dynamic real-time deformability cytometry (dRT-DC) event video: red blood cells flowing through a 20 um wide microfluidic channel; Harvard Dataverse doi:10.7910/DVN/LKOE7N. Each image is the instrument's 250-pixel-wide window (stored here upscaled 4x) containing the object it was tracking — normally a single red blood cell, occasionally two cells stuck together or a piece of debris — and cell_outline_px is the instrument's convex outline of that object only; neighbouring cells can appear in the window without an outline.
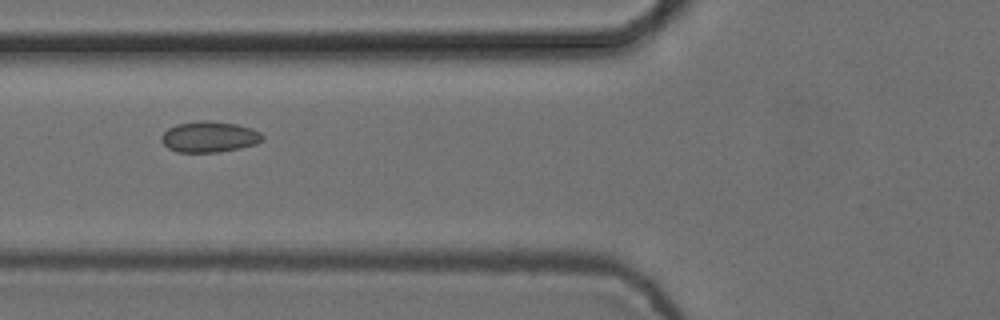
{"species": "common noctule bat (a hibernating species)", "species_latin": "Nyctalus noctula", "temperature_condition": "cold", "stored_images_in_passage": 8, "camera_frame_rate_fps": 3000, "um_per_image_px": 0.085, "animal": {"sex": "female", "body_mass_g": 24.6, "forearm_length_mm": 56.2}, "frame": {"image": 1, "passage_image": 3, "time_ms": 0.667, "image_size_px": [1000, 320], "cell_outline_px": [[264, 140], [256, 144], [240, 148], [220, 152], [176, 152], [168, 148], [160, 140], [160, 136], [168, 128], [176, 124], [200, 120], [204, 120], [236, 124], [252, 128], [260, 132], [264, 136]], "centroid_in_image_um": [17.79, 11.63], "position_along_channel_um": 108.0, "area_um2": 18.38}}
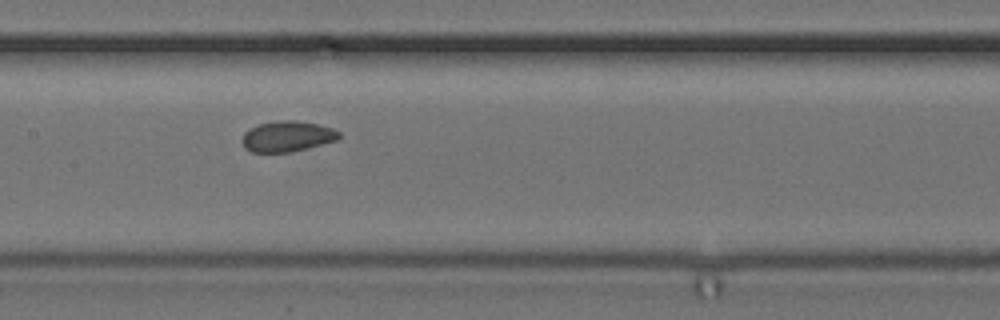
{"frame": {"image": 2, "passage_image": 5, "time_ms": 1.333, "image_size_px": [1000, 320], "cell_outline_px": [[340, 136], [336, 140], [288, 152], [252, 152], [244, 148], [244, 132], [260, 124], [276, 120], [296, 120], [320, 124], [332, 128], [340, 132]], "centroid_in_image_um": [24.43, 11.57], "position_along_channel_um": 183.0, "area_um2": 16.99}}
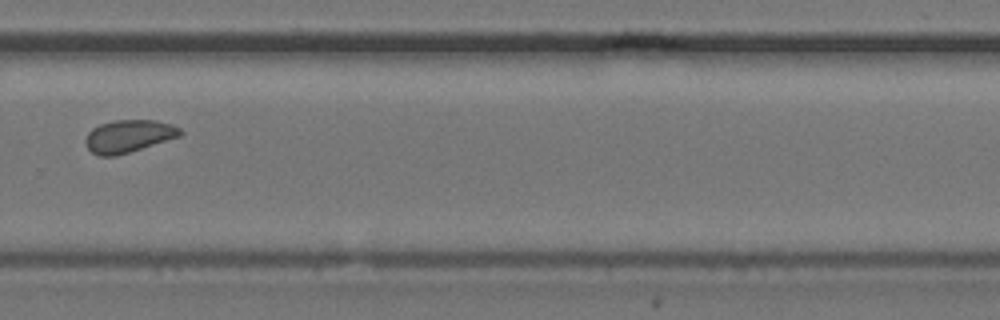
{"frame": {"image": 3, "passage_image": 8, "time_ms": 2.333, "image_size_px": [1000, 320], "cell_outline_px": [[184, 132], [180, 136], [116, 156], [100, 156], [92, 152], [84, 144], [84, 140], [88, 132], [92, 128], [100, 124], [116, 120], [156, 120], [172, 124], [180, 128]], "centroid_in_image_um": [10.92, 11.56], "position_along_channel_um": 318.9, "area_um2": 17.98}}